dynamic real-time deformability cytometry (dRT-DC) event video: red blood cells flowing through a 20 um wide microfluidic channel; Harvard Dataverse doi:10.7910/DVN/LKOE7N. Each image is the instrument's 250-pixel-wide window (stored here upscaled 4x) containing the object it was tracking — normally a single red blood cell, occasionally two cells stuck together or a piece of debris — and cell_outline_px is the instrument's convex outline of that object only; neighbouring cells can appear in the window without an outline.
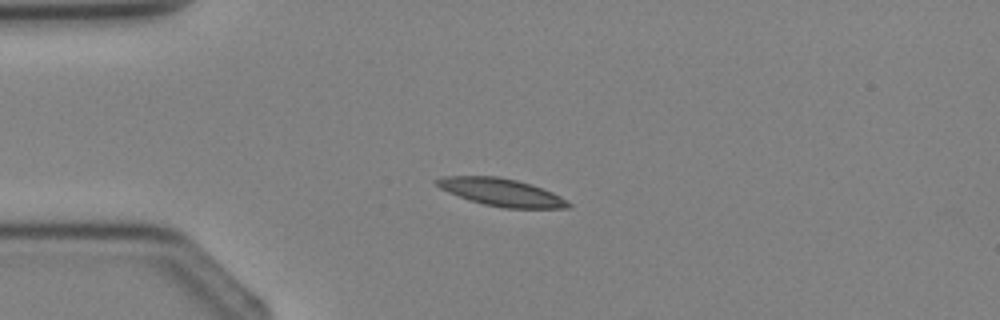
{"species": "Egyptian fruit bat (a non-hibernating species)", "species_latin": "Rousettus aegyptiacus", "temperature_condition": "cold", "stored_images_in_passage": 3, "camera_frame_rate_fps": 3000, "um_per_image_px": 0.085, "animal": {"sex": "female"}, "frame": {"image": 1, "passage_image": 3, "time_ms": 2.333, "image_size_px": [1000, 320], "cell_outline_px": [[572, 204], [568, 208], [504, 208], [484, 204], [468, 200], [448, 192], [440, 188], [432, 180], [444, 176], [500, 176], [532, 184], [552, 192], [560, 196]], "centroid_in_image_um": [42.59, 16.33], "position_along_channel_um": 42.4, "area_um2": 21.21}}